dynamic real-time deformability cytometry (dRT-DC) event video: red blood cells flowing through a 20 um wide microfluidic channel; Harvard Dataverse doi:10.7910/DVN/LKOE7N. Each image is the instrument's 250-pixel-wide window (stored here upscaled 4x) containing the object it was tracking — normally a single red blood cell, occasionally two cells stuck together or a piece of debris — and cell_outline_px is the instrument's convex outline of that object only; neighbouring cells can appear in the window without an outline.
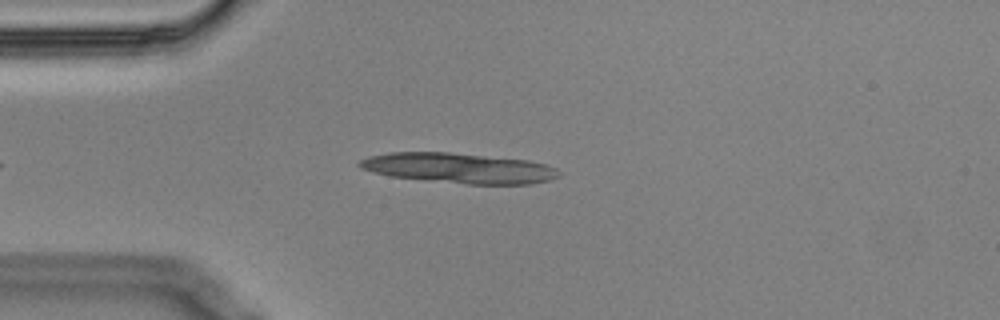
{"species": "Egyptian fruit bat (a non-hibernating species)", "species_latin": "Rousettus aegyptiacus", "temperature_condition": "cold", "stored_images_in_passage": 7, "segment_of_instrument_passage": [1, 2], "camera_frame_rate_fps": 3000, "um_per_image_px": 0.085, "animal": {"sex": "male"}, "frame": {"image": 1, "passage_image": 1, "time_ms": 0.0, "image_size_px": [1000, 320], "cell_outline_px": [[560, 176], [548, 180], [532, 184], [468, 184], [392, 176], [360, 168], [356, 164], [360, 160], [368, 156], [388, 152], [448, 152], [528, 160], [544, 164], [556, 168], [560, 172]], "centroid_in_image_um": [39.01, 14.28], "position_along_channel_um": 46.0, "area_um2": 34.8}}